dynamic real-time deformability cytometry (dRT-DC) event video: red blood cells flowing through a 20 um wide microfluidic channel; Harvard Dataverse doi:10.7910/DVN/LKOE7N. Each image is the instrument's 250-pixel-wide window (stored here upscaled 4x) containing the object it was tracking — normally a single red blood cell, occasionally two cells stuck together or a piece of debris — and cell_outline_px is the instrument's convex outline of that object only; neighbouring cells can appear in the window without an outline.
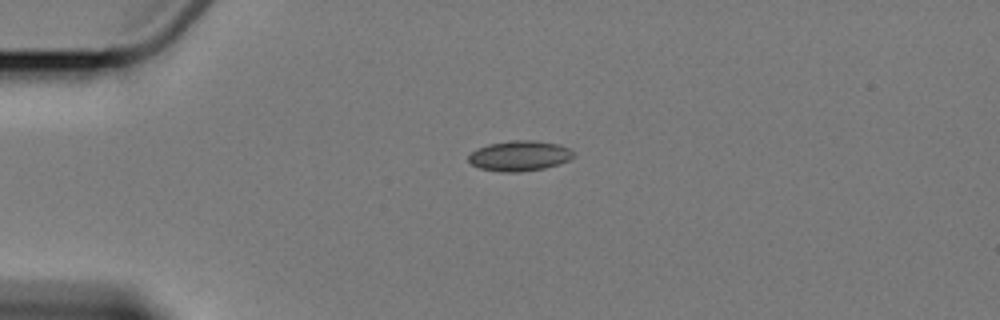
{"species": "Egyptian fruit bat (a non-hibernating species)", "species_latin": "Rousettus aegyptiacus", "temperature_condition": "cold", "stored_images_in_passage": 3, "camera_frame_rate_fps": 3000, "um_per_image_px": 0.085, "animal": {"sex": "female"}, "frame": {"image": 1, "passage_image": 1, "time_ms": 0.0, "image_size_px": [1000, 320], "cell_outline_px": [[572, 156], [568, 160], [544, 168], [516, 172], [504, 172], [480, 168], [472, 164], [468, 160], [468, 156], [476, 148], [488, 144], [512, 140], [532, 140], [556, 144], [568, 148], [572, 152]], "centroid_in_image_um": [44.1, 13.24], "position_along_channel_um": 40.9, "area_um2": 18.15}}
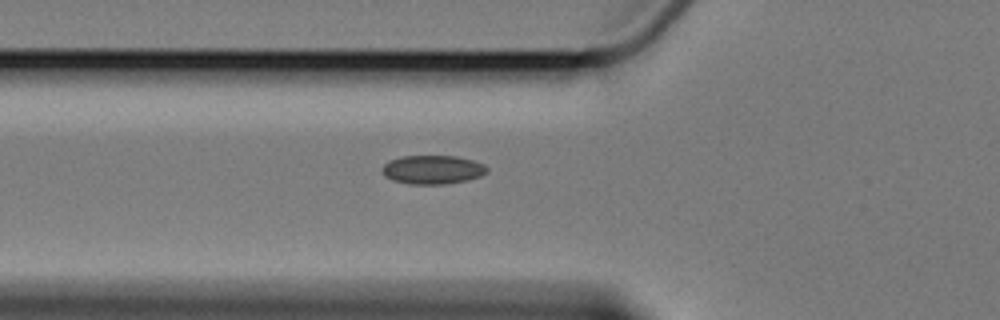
{"frame": {"image": 2, "passage_image": 3, "time_ms": 2.333, "image_size_px": [1000, 320], "cell_outline_px": [[488, 172], [480, 176], [468, 180], [444, 184], [408, 184], [392, 180], [384, 176], [380, 168], [388, 160], [400, 156], [456, 156], [472, 160], [484, 164], [488, 168]], "centroid_in_image_um": [36.74, 14.42], "position_along_channel_um": 89.1, "area_um2": 17.8}}